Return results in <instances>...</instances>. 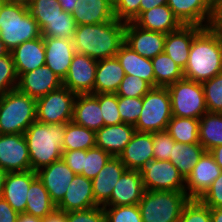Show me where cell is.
I'll use <instances>...</instances> for the list:
<instances>
[{
    "label": "cell",
    "mask_w": 222,
    "mask_h": 222,
    "mask_svg": "<svg viewBox=\"0 0 222 222\" xmlns=\"http://www.w3.org/2000/svg\"><path fill=\"white\" fill-rule=\"evenodd\" d=\"M126 22L113 19L100 24L78 25L73 37L76 53L95 60L115 57L125 42Z\"/></svg>",
    "instance_id": "6da1fadb"
},
{
    "label": "cell",
    "mask_w": 222,
    "mask_h": 222,
    "mask_svg": "<svg viewBox=\"0 0 222 222\" xmlns=\"http://www.w3.org/2000/svg\"><path fill=\"white\" fill-rule=\"evenodd\" d=\"M184 78L202 83L222 73V35L203 27L193 38Z\"/></svg>",
    "instance_id": "7a4b0ae2"
},
{
    "label": "cell",
    "mask_w": 222,
    "mask_h": 222,
    "mask_svg": "<svg viewBox=\"0 0 222 222\" xmlns=\"http://www.w3.org/2000/svg\"><path fill=\"white\" fill-rule=\"evenodd\" d=\"M66 123L44 124L35 121L24 132L34 172L62 158Z\"/></svg>",
    "instance_id": "3957f363"
},
{
    "label": "cell",
    "mask_w": 222,
    "mask_h": 222,
    "mask_svg": "<svg viewBox=\"0 0 222 222\" xmlns=\"http://www.w3.org/2000/svg\"><path fill=\"white\" fill-rule=\"evenodd\" d=\"M41 37L27 3L0 0V39L11 52L18 45Z\"/></svg>",
    "instance_id": "277c9868"
},
{
    "label": "cell",
    "mask_w": 222,
    "mask_h": 222,
    "mask_svg": "<svg viewBox=\"0 0 222 222\" xmlns=\"http://www.w3.org/2000/svg\"><path fill=\"white\" fill-rule=\"evenodd\" d=\"M36 121V99L13 89L0 96V134H24Z\"/></svg>",
    "instance_id": "5b68a950"
},
{
    "label": "cell",
    "mask_w": 222,
    "mask_h": 222,
    "mask_svg": "<svg viewBox=\"0 0 222 222\" xmlns=\"http://www.w3.org/2000/svg\"><path fill=\"white\" fill-rule=\"evenodd\" d=\"M190 198L185 191H144L138 203L143 222H178Z\"/></svg>",
    "instance_id": "8992f818"
},
{
    "label": "cell",
    "mask_w": 222,
    "mask_h": 222,
    "mask_svg": "<svg viewBox=\"0 0 222 222\" xmlns=\"http://www.w3.org/2000/svg\"><path fill=\"white\" fill-rule=\"evenodd\" d=\"M142 112L135 131L159 132L167 129L172 117L171 98L167 87H152L142 97Z\"/></svg>",
    "instance_id": "52a82bcc"
},
{
    "label": "cell",
    "mask_w": 222,
    "mask_h": 222,
    "mask_svg": "<svg viewBox=\"0 0 222 222\" xmlns=\"http://www.w3.org/2000/svg\"><path fill=\"white\" fill-rule=\"evenodd\" d=\"M171 98L172 116L200 119L208 112L203 86L182 79L167 86Z\"/></svg>",
    "instance_id": "ba28073f"
},
{
    "label": "cell",
    "mask_w": 222,
    "mask_h": 222,
    "mask_svg": "<svg viewBox=\"0 0 222 222\" xmlns=\"http://www.w3.org/2000/svg\"><path fill=\"white\" fill-rule=\"evenodd\" d=\"M77 94L63 85L36 100V121L44 124L67 123L73 119Z\"/></svg>",
    "instance_id": "9c48e42d"
},
{
    "label": "cell",
    "mask_w": 222,
    "mask_h": 222,
    "mask_svg": "<svg viewBox=\"0 0 222 222\" xmlns=\"http://www.w3.org/2000/svg\"><path fill=\"white\" fill-rule=\"evenodd\" d=\"M138 173L142 176L146 191H185L184 177L169 160L147 161Z\"/></svg>",
    "instance_id": "30bf717a"
},
{
    "label": "cell",
    "mask_w": 222,
    "mask_h": 222,
    "mask_svg": "<svg viewBox=\"0 0 222 222\" xmlns=\"http://www.w3.org/2000/svg\"><path fill=\"white\" fill-rule=\"evenodd\" d=\"M0 167L6 172L31 170L24 134H0Z\"/></svg>",
    "instance_id": "8fae6325"
},
{
    "label": "cell",
    "mask_w": 222,
    "mask_h": 222,
    "mask_svg": "<svg viewBox=\"0 0 222 222\" xmlns=\"http://www.w3.org/2000/svg\"><path fill=\"white\" fill-rule=\"evenodd\" d=\"M97 68V60L85 54L75 53L68 73L62 81L75 94H94V82Z\"/></svg>",
    "instance_id": "7c38bea8"
},
{
    "label": "cell",
    "mask_w": 222,
    "mask_h": 222,
    "mask_svg": "<svg viewBox=\"0 0 222 222\" xmlns=\"http://www.w3.org/2000/svg\"><path fill=\"white\" fill-rule=\"evenodd\" d=\"M221 172L222 169L216 163L213 155L209 151H205L185 179L186 195L190 199H200Z\"/></svg>",
    "instance_id": "4fadbf2b"
},
{
    "label": "cell",
    "mask_w": 222,
    "mask_h": 222,
    "mask_svg": "<svg viewBox=\"0 0 222 222\" xmlns=\"http://www.w3.org/2000/svg\"><path fill=\"white\" fill-rule=\"evenodd\" d=\"M166 34L143 29L133 21L126 22L125 43L139 55L153 59L164 52Z\"/></svg>",
    "instance_id": "5bb4252c"
},
{
    "label": "cell",
    "mask_w": 222,
    "mask_h": 222,
    "mask_svg": "<svg viewBox=\"0 0 222 222\" xmlns=\"http://www.w3.org/2000/svg\"><path fill=\"white\" fill-rule=\"evenodd\" d=\"M63 85L62 80L46 65L18 77L17 89L38 99Z\"/></svg>",
    "instance_id": "9a60e30c"
},
{
    "label": "cell",
    "mask_w": 222,
    "mask_h": 222,
    "mask_svg": "<svg viewBox=\"0 0 222 222\" xmlns=\"http://www.w3.org/2000/svg\"><path fill=\"white\" fill-rule=\"evenodd\" d=\"M38 179L49 192L51 201L57 206L66 193L69 184L76 175L62 160L54 161L49 166L36 171Z\"/></svg>",
    "instance_id": "2e32d148"
},
{
    "label": "cell",
    "mask_w": 222,
    "mask_h": 222,
    "mask_svg": "<svg viewBox=\"0 0 222 222\" xmlns=\"http://www.w3.org/2000/svg\"><path fill=\"white\" fill-rule=\"evenodd\" d=\"M45 47V65L48 66L62 81L65 79L75 48L73 39H59L43 36Z\"/></svg>",
    "instance_id": "e0dca14e"
},
{
    "label": "cell",
    "mask_w": 222,
    "mask_h": 222,
    "mask_svg": "<svg viewBox=\"0 0 222 222\" xmlns=\"http://www.w3.org/2000/svg\"><path fill=\"white\" fill-rule=\"evenodd\" d=\"M37 178L33 170L7 172L1 197L17 212L24 213L27 205V192Z\"/></svg>",
    "instance_id": "ac0fdd59"
},
{
    "label": "cell",
    "mask_w": 222,
    "mask_h": 222,
    "mask_svg": "<svg viewBox=\"0 0 222 222\" xmlns=\"http://www.w3.org/2000/svg\"><path fill=\"white\" fill-rule=\"evenodd\" d=\"M93 196L92 180L76 174L68 186L64 198L56 209L64 212L85 210L96 207Z\"/></svg>",
    "instance_id": "d6986e66"
},
{
    "label": "cell",
    "mask_w": 222,
    "mask_h": 222,
    "mask_svg": "<svg viewBox=\"0 0 222 222\" xmlns=\"http://www.w3.org/2000/svg\"><path fill=\"white\" fill-rule=\"evenodd\" d=\"M144 191L142 176L138 171L126 169L116 182L110 201L105 206L137 205Z\"/></svg>",
    "instance_id": "ffe728a7"
},
{
    "label": "cell",
    "mask_w": 222,
    "mask_h": 222,
    "mask_svg": "<svg viewBox=\"0 0 222 222\" xmlns=\"http://www.w3.org/2000/svg\"><path fill=\"white\" fill-rule=\"evenodd\" d=\"M118 157L126 169L138 171L144 163L154 159L153 133L135 131Z\"/></svg>",
    "instance_id": "44dd1931"
},
{
    "label": "cell",
    "mask_w": 222,
    "mask_h": 222,
    "mask_svg": "<svg viewBox=\"0 0 222 222\" xmlns=\"http://www.w3.org/2000/svg\"><path fill=\"white\" fill-rule=\"evenodd\" d=\"M203 27L182 25L178 30L166 34L164 52L183 70L187 65L194 36Z\"/></svg>",
    "instance_id": "7402d4cb"
},
{
    "label": "cell",
    "mask_w": 222,
    "mask_h": 222,
    "mask_svg": "<svg viewBox=\"0 0 222 222\" xmlns=\"http://www.w3.org/2000/svg\"><path fill=\"white\" fill-rule=\"evenodd\" d=\"M126 170L119 157H111L92 179L93 196L97 206L104 207L109 201L116 182Z\"/></svg>",
    "instance_id": "603a6c76"
},
{
    "label": "cell",
    "mask_w": 222,
    "mask_h": 222,
    "mask_svg": "<svg viewBox=\"0 0 222 222\" xmlns=\"http://www.w3.org/2000/svg\"><path fill=\"white\" fill-rule=\"evenodd\" d=\"M10 53L18 77L25 72H30L38 67L44 66L45 47L43 36L23 42Z\"/></svg>",
    "instance_id": "cb8c5ba5"
},
{
    "label": "cell",
    "mask_w": 222,
    "mask_h": 222,
    "mask_svg": "<svg viewBox=\"0 0 222 222\" xmlns=\"http://www.w3.org/2000/svg\"><path fill=\"white\" fill-rule=\"evenodd\" d=\"M135 133V127L130 124L103 126L96 131V147L118 157Z\"/></svg>",
    "instance_id": "d4e9b609"
},
{
    "label": "cell",
    "mask_w": 222,
    "mask_h": 222,
    "mask_svg": "<svg viewBox=\"0 0 222 222\" xmlns=\"http://www.w3.org/2000/svg\"><path fill=\"white\" fill-rule=\"evenodd\" d=\"M133 22L143 29L164 34L176 31L183 25L167 4L142 12Z\"/></svg>",
    "instance_id": "484cf974"
},
{
    "label": "cell",
    "mask_w": 222,
    "mask_h": 222,
    "mask_svg": "<svg viewBox=\"0 0 222 222\" xmlns=\"http://www.w3.org/2000/svg\"><path fill=\"white\" fill-rule=\"evenodd\" d=\"M72 121L94 131L104 126L100 104L94 94H77Z\"/></svg>",
    "instance_id": "4316f807"
},
{
    "label": "cell",
    "mask_w": 222,
    "mask_h": 222,
    "mask_svg": "<svg viewBox=\"0 0 222 222\" xmlns=\"http://www.w3.org/2000/svg\"><path fill=\"white\" fill-rule=\"evenodd\" d=\"M124 77V69L116 56L97 60L94 94L116 93Z\"/></svg>",
    "instance_id": "83f0119b"
},
{
    "label": "cell",
    "mask_w": 222,
    "mask_h": 222,
    "mask_svg": "<svg viewBox=\"0 0 222 222\" xmlns=\"http://www.w3.org/2000/svg\"><path fill=\"white\" fill-rule=\"evenodd\" d=\"M72 16L78 25L100 24L115 19L106 0H77Z\"/></svg>",
    "instance_id": "f1b7e54d"
},
{
    "label": "cell",
    "mask_w": 222,
    "mask_h": 222,
    "mask_svg": "<svg viewBox=\"0 0 222 222\" xmlns=\"http://www.w3.org/2000/svg\"><path fill=\"white\" fill-rule=\"evenodd\" d=\"M116 58L123 67L125 75H134L155 87V75L151 59L139 55L125 42L116 53Z\"/></svg>",
    "instance_id": "f546056e"
},
{
    "label": "cell",
    "mask_w": 222,
    "mask_h": 222,
    "mask_svg": "<svg viewBox=\"0 0 222 222\" xmlns=\"http://www.w3.org/2000/svg\"><path fill=\"white\" fill-rule=\"evenodd\" d=\"M167 5L183 25L207 27L211 9L202 0H168Z\"/></svg>",
    "instance_id": "4dcf8cb0"
},
{
    "label": "cell",
    "mask_w": 222,
    "mask_h": 222,
    "mask_svg": "<svg viewBox=\"0 0 222 222\" xmlns=\"http://www.w3.org/2000/svg\"><path fill=\"white\" fill-rule=\"evenodd\" d=\"M205 151L200 143L182 144L174 141L169 161L186 179Z\"/></svg>",
    "instance_id": "1f68e13d"
},
{
    "label": "cell",
    "mask_w": 222,
    "mask_h": 222,
    "mask_svg": "<svg viewBox=\"0 0 222 222\" xmlns=\"http://www.w3.org/2000/svg\"><path fill=\"white\" fill-rule=\"evenodd\" d=\"M26 200L25 213L35 217L44 218L56 209V205L50 199L49 192L38 177L31 183Z\"/></svg>",
    "instance_id": "d6a6232c"
},
{
    "label": "cell",
    "mask_w": 222,
    "mask_h": 222,
    "mask_svg": "<svg viewBox=\"0 0 222 222\" xmlns=\"http://www.w3.org/2000/svg\"><path fill=\"white\" fill-rule=\"evenodd\" d=\"M199 143L206 151L222 145V113L206 112L199 119Z\"/></svg>",
    "instance_id": "836d02e7"
},
{
    "label": "cell",
    "mask_w": 222,
    "mask_h": 222,
    "mask_svg": "<svg viewBox=\"0 0 222 222\" xmlns=\"http://www.w3.org/2000/svg\"><path fill=\"white\" fill-rule=\"evenodd\" d=\"M96 146V131L67 122L63 138V151L88 150Z\"/></svg>",
    "instance_id": "e575fe53"
},
{
    "label": "cell",
    "mask_w": 222,
    "mask_h": 222,
    "mask_svg": "<svg viewBox=\"0 0 222 222\" xmlns=\"http://www.w3.org/2000/svg\"><path fill=\"white\" fill-rule=\"evenodd\" d=\"M155 75V87H167L184 79L183 69L165 52L151 59Z\"/></svg>",
    "instance_id": "d590c367"
},
{
    "label": "cell",
    "mask_w": 222,
    "mask_h": 222,
    "mask_svg": "<svg viewBox=\"0 0 222 222\" xmlns=\"http://www.w3.org/2000/svg\"><path fill=\"white\" fill-rule=\"evenodd\" d=\"M166 131L175 142L199 143V119L172 116Z\"/></svg>",
    "instance_id": "8d00e7d4"
},
{
    "label": "cell",
    "mask_w": 222,
    "mask_h": 222,
    "mask_svg": "<svg viewBox=\"0 0 222 222\" xmlns=\"http://www.w3.org/2000/svg\"><path fill=\"white\" fill-rule=\"evenodd\" d=\"M77 24L71 13L62 11L41 30V36L59 39H73Z\"/></svg>",
    "instance_id": "74e56055"
},
{
    "label": "cell",
    "mask_w": 222,
    "mask_h": 222,
    "mask_svg": "<svg viewBox=\"0 0 222 222\" xmlns=\"http://www.w3.org/2000/svg\"><path fill=\"white\" fill-rule=\"evenodd\" d=\"M27 5L40 31L47 25V21L63 11L58 0H28Z\"/></svg>",
    "instance_id": "f35d334b"
},
{
    "label": "cell",
    "mask_w": 222,
    "mask_h": 222,
    "mask_svg": "<svg viewBox=\"0 0 222 222\" xmlns=\"http://www.w3.org/2000/svg\"><path fill=\"white\" fill-rule=\"evenodd\" d=\"M112 156L99 147L84 150L82 174L88 179H94Z\"/></svg>",
    "instance_id": "ab89813d"
},
{
    "label": "cell",
    "mask_w": 222,
    "mask_h": 222,
    "mask_svg": "<svg viewBox=\"0 0 222 222\" xmlns=\"http://www.w3.org/2000/svg\"><path fill=\"white\" fill-rule=\"evenodd\" d=\"M201 84L208 112L222 113V73Z\"/></svg>",
    "instance_id": "60d3db41"
},
{
    "label": "cell",
    "mask_w": 222,
    "mask_h": 222,
    "mask_svg": "<svg viewBox=\"0 0 222 222\" xmlns=\"http://www.w3.org/2000/svg\"><path fill=\"white\" fill-rule=\"evenodd\" d=\"M100 104L104 126L123 123L118 109V96L116 93L94 94Z\"/></svg>",
    "instance_id": "b9f144b4"
},
{
    "label": "cell",
    "mask_w": 222,
    "mask_h": 222,
    "mask_svg": "<svg viewBox=\"0 0 222 222\" xmlns=\"http://www.w3.org/2000/svg\"><path fill=\"white\" fill-rule=\"evenodd\" d=\"M106 222H143L137 205L104 206Z\"/></svg>",
    "instance_id": "7bdbcfd3"
},
{
    "label": "cell",
    "mask_w": 222,
    "mask_h": 222,
    "mask_svg": "<svg viewBox=\"0 0 222 222\" xmlns=\"http://www.w3.org/2000/svg\"><path fill=\"white\" fill-rule=\"evenodd\" d=\"M151 88L152 86L147 81L134 75H125L116 95L118 97L142 98Z\"/></svg>",
    "instance_id": "ee69618b"
},
{
    "label": "cell",
    "mask_w": 222,
    "mask_h": 222,
    "mask_svg": "<svg viewBox=\"0 0 222 222\" xmlns=\"http://www.w3.org/2000/svg\"><path fill=\"white\" fill-rule=\"evenodd\" d=\"M18 76L11 53L0 57V96L16 89Z\"/></svg>",
    "instance_id": "f6af8a7d"
},
{
    "label": "cell",
    "mask_w": 222,
    "mask_h": 222,
    "mask_svg": "<svg viewBox=\"0 0 222 222\" xmlns=\"http://www.w3.org/2000/svg\"><path fill=\"white\" fill-rule=\"evenodd\" d=\"M178 222H212L210 207L199 199H190L184 206Z\"/></svg>",
    "instance_id": "bcb514c9"
},
{
    "label": "cell",
    "mask_w": 222,
    "mask_h": 222,
    "mask_svg": "<svg viewBox=\"0 0 222 222\" xmlns=\"http://www.w3.org/2000/svg\"><path fill=\"white\" fill-rule=\"evenodd\" d=\"M142 107V98L118 97V109L123 123L135 126Z\"/></svg>",
    "instance_id": "7dc6e473"
},
{
    "label": "cell",
    "mask_w": 222,
    "mask_h": 222,
    "mask_svg": "<svg viewBox=\"0 0 222 222\" xmlns=\"http://www.w3.org/2000/svg\"><path fill=\"white\" fill-rule=\"evenodd\" d=\"M174 140L164 131L153 132V157L158 160H169Z\"/></svg>",
    "instance_id": "c3c4849f"
},
{
    "label": "cell",
    "mask_w": 222,
    "mask_h": 222,
    "mask_svg": "<svg viewBox=\"0 0 222 222\" xmlns=\"http://www.w3.org/2000/svg\"><path fill=\"white\" fill-rule=\"evenodd\" d=\"M67 222H106L102 206L67 212Z\"/></svg>",
    "instance_id": "681fc988"
},
{
    "label": "cell",
    "mask_w": 222,
    "mask_h": 222,
    "mask_svg": "<svg viewBox=\"0 0 222 222\" xmlns=\"http://www.w3.org/2000/svg\"><path fill=\"white\" fill-rule=\"evenodd\" d=\"M141 0H121L114 9L115 18L123 22L134 21L139 16Z\"/></svg>",
    "instance_id": "f907efd6"
},
{
    "label": "cell",
    "mask_w": 222,
    "mask_h": 222,
    "mask_svg": "<svg viewBox=\"0 0 222 222\" xmlns=\"http://www.w3.org/2000/svg\"><path fill=\"white\" fill-rule=\"evenodd\" d=\"M199 200L210 208L222 207V172Z\"/></svg>",
    "instance_id": "816d5d0a"
},
{
    "label": "cell",
    "mask_w": 222,
    "mask_h": 222,
    "mask_svg": "<svg viewBox=\"0 0 222 222\" xmlns=\"http://www.w3.org/2000/svg\"><path fill=\"white\" fill-rule=\"evenodd\" d=\"M62 160L75 174H82L84 150L63 151Z\"/></svg>",
    "instance_id": "f5cc1de1"
},
{
    "label": "cell",
    "mask_w": 222,
    "mask_h": 222,
    "mask_svg": "<svg viewBox=\"0 0 222 222\" xmlns=\"http://www.w3.org/2000/svg\"><path fill=\"white\" fill-rule=\"evenodd\" d=\"M207 27L222 35V0H217L211 9V17Z\"/></svg>",
    "instance_id": "db71d44e"
},
{
    "label": "cell",
    "mask_w": 222,
    "mask_h": 222,
    "mask_svg": "<svg viewBox=\"0 0 222 222\" xmlns=\"http://www.w3.org/2000/svg\"><path fill=\"white\" fill-rule=\"evenodd\" d=\"M18 216L19 213L0 196V222H16Z\"/></svg>",
    "instance_id": "11a10c76"
},
{
    "label": "cell",
    "mask_w": 222,
    "mask_h": 222,
    "mask_svg": "<svg viewBox=\"0 0 222 222\" xmlns=\"http://www.w3.org/2000/svg\"><path fill=\"white\" fill-rule=\"evenodd\" d=\"M42 222H67V212L55 209L51 214L42 218Z\"/></svg>",
    "instance_id": "9f6ffc18"
},
{
    "label": "cell",
    "mask_w": 222,
    "mask_h": 222,
    "mask_svg": "<svg viewBox=\"0 0 222 222\" xmlns=\"http://www.w3.org/2000/svg\"><path fill=\"white\" fill-rule=\"evenodd\" d=\"M168 0H141L140 1V8H139V15L142 12L149 11L150 9L167 4Z\"/></svg>",
    "instance_id": "6f0895ef"
},
{
    "label": "cell",
    "mask_w": 222,
    "mask_h": 222,
    "mask_svg": "<svg viewBox=\"0 0 222 222\" xmlns=\"http://www.w3.org/2000/svg\"><path fill=\"white\" fill-rule=\"evenodd\" d=\"M16 222H42V218L35 217L28 213H19Z\"/></svg>",
    "instance_id": "680465c9"
},
{
    "label": "cell",
    "mask_w": 222,
    "mask_h": 222,
    "mask_svg": "<svg viewBox=\"0 0 222 222\" xmlns=\"http://www.w3.org/2000/svg\"><path fill=\"white\" fill-rule=\"evenodd\" d=\"M59 5L63 9V11L71 13L74 11V6L77 0H58Z\"/></svg>",
    "instance_id": "91938a15"
},
{
    "label": "cell",
    "mask_w": 222,
    "mask_h": 222,
    "mask_svg": "<svg viewBox=\"0 0 222 222\" xmlns=\"http://www.w3.org/2000/svg\"><path fill=\"white\" fill-rule=\"evenodd\" d=\"M209 152L213 155L216 163H217V164L220 166V168L222 169V145H221V146H216V147H214V148L211 149Z\"/></svg>",
    "instance_id": "94428289"
},
{
    "label": "cell",
    "mask_w": 222,
    "mask_h": 222,
    "mask_svg": "<svg viewBox=\"0 0 222 222\" xmlns=\"http://www.w3.org/2000/svg\"><path fill=\"white\" fill-rule=\"evenodd\" d=\"M212 222H222V207L210 208Z\"/></svg>",
    "instance_id": "6125c7cd"
},
{
    "label": "cell",
    "mask_w": 222,
    "mask_h": 222,
    "mask_svg": "<svg viewBox=\"0 0 222 222\" xmlns=\"http://www.w3.org/2000/svg\"><path fill=\"white\" fill-rule=\"evenodd\" d=\"M6 174H7V172L0 167V196L3 191V186H4Z\"/></svg>",
    "instance_id": "be15d7a7"
},
{
    "label": "cell",
    "mask_w": 222,
    "mask_h": 222,
    "mask_svg": "<svg viewBox=\"0 0 222 222\" xmlns=\"http://www.w3.org/2000/svg\"><path fill=\"white\" fill-rule=\"evenodd\" d=\"M10 51L6 48L3 41L0 39V57L8 55Z\"/></svg>",
    "instance_id": "e7e4bbea"
},
{
    "label": "cell",
    "mask_w": 222,
    "mask_h": 222,
    "mask_svg": "<svg viewBox=\"0 0 222 222\" xmlns=\"http://www.w3.org/2000/svg\"><path fill=\"white\" fill-rule=\"evenodd\" d=\"M107 3L112 7L114 10L121 2V0H106Z\"/></svg>",
    "instance_id": "03108f58"
},
{
    "label": "cell",
    "mask_w": 222,
    "mask_h": 222,
    "mask_svg": "<svg viewBox=\"0 0 222 222\" xmlns=\"http://www.w3.org/2000/svg\"><path fill=\"white\" fill-rule=\"evenodd\" d=\"M210 9H212L217 0H202Z\"/></svg>",
    "instance_id": "003e7915"
},
{
    "label": "cell",
    "mask_w": 222,
    "mask_h": 222,
    "mask_svg": "<svg viewBox=\"0 0 222 222\" xmlns=\"http://www.w3.org/2000/svg\"><path fill=\"white\" fill-rule=\"evenodd\" d=\"M3 1H20V2H25V3H27L28 0H3Z\"/></svg>",
    "instance_id": "a7ac6f4b"
}]
</instances>
